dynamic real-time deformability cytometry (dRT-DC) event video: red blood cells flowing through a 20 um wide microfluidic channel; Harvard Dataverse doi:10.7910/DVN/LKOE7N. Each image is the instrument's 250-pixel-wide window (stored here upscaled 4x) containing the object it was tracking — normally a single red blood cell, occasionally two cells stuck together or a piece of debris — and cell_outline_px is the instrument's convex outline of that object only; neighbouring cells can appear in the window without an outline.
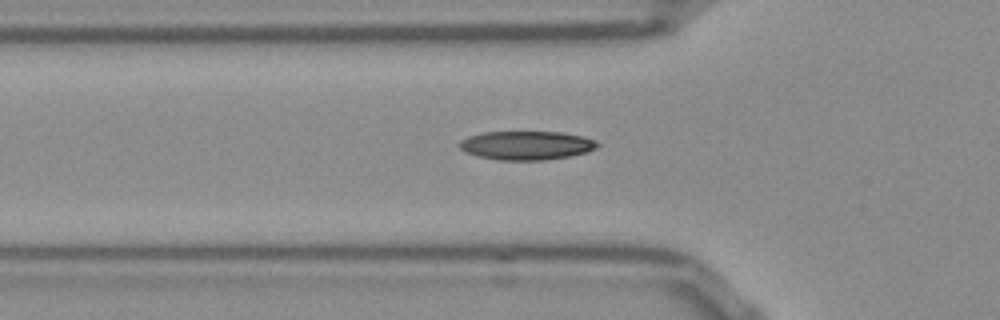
{"species": "Egyptian fruit bat (a non-hibernating species)", "species_latin": "Rousettus aegyptiacus", "temperature_condition": "room temperature", "stored_images_in_passage": 45, "camera_frame_rate_fps": 3000, "um_per_image_px": 0.085, "frame": {"image": 1, "passage_image": 16, "time_ms": 5.0, "image_size_px": [1000, 320], "cell_outline_px": [[600, 144], [596, 148], [584, 152], [568, 156], [544, 160], [500, 160], [476, 156], [460, 148], [460, 140], [468, 136], [484, 132], [560, 132], [584, 136], [596, 140]], "centroid_in_image_um": [44.76, 12.35], "position_along_channel_um": 81.0, "area_um2": 23.0}}
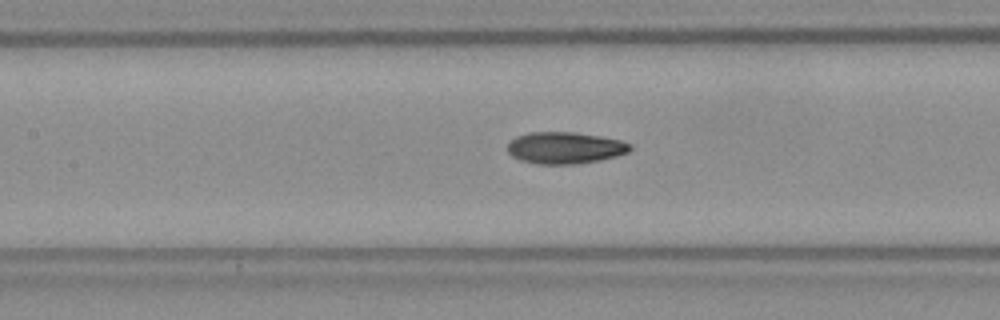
{"frame": {"image": 2, "passage_image": 22, "time_ms": 7.0, "image_size_px": [1000, 320], "cell_outline_px": [[632, 148], [628, 152], [616, 156], [600, 160], [576, 164], [536, 164], [520, 160], [512, 156], [508, 152], [508, 144], [516, 136], [528, 132], [576, 132], [600, 136], [620, 140], [632, 144]], "centroid_in_image_um": [48.02, 12.56], "position_along_channel_um": 159.4, "area_um2": 22.77}}
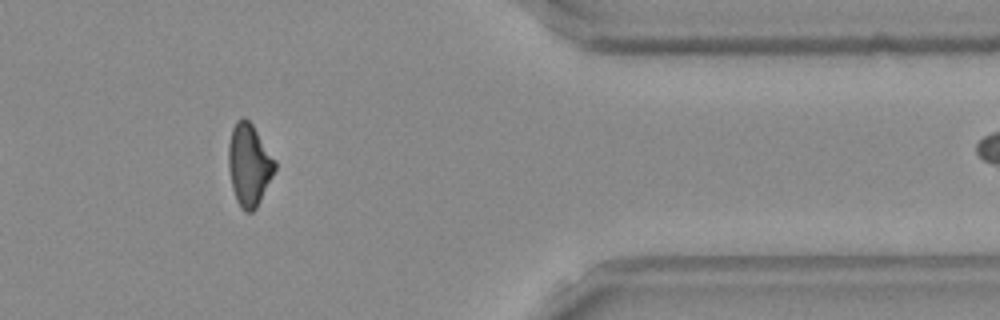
{"frame": {"image": 3, "passage_image": 42, "time_ms": 13.667, "image_size_px": [1000, 320], "cell_outline_px": [[276, 168], [256, 208], [252, 212], [244, 212], [240, 208], [236, 200], [232, 188], [228, 168], [228, 144], [232, 128], [236, 120], [244, 116], [252, 124], [276, 160]], "centroid_in_image_um": [21.15, 14.0], "position_along_channel_um": 390.2, "area_um2": 22.31}, "authors_computed_cell_mechanics": {"area_um2": 22.1374, "velocity_mm_per_s": 3.8498, "shape_relaxation_time_tau1_ms": 6.1836, "shape_relaxation_time_tau2_ms": 3.607, "deformation_change_tau1": 0.1788, "deformation_change_tau2": 0.081}}